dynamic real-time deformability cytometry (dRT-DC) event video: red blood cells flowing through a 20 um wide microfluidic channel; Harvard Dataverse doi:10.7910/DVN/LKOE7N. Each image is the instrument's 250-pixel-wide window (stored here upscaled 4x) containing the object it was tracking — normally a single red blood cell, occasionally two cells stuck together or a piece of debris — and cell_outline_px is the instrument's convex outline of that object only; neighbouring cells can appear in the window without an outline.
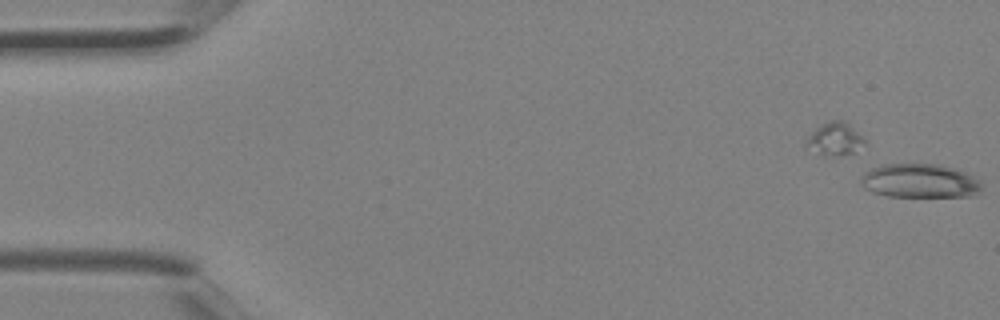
{"species": "Egyptian fruit bat (a non-hibernating species)", "species_latin": "Rousettus aegyptiacus", "temperature_condition": "room temperature", "stored_images_in_passage": 6, "segment_of_instrument_passage": [2, 2], "camera_frame_rate_fps": 3000, "um_per_image_px": 0.085, "animal": {"sex": "female"}, "frame": {"image": 1, "passage_image": 2, "time_ms": 0.333, "image_size_px": [1000, 320], "cell_outline_px": [[984, 188], [972, 196], [888, 196], [872, 192], [864, 188], [860, 184], [860, 176], [864, 172], [880, 164], [940, 164], [964, 172], [980, 180]], "centroid_in_image_um": [78.16, 15.37], "position_along_channel_um": 6.8, "area_um2": 24.04}}